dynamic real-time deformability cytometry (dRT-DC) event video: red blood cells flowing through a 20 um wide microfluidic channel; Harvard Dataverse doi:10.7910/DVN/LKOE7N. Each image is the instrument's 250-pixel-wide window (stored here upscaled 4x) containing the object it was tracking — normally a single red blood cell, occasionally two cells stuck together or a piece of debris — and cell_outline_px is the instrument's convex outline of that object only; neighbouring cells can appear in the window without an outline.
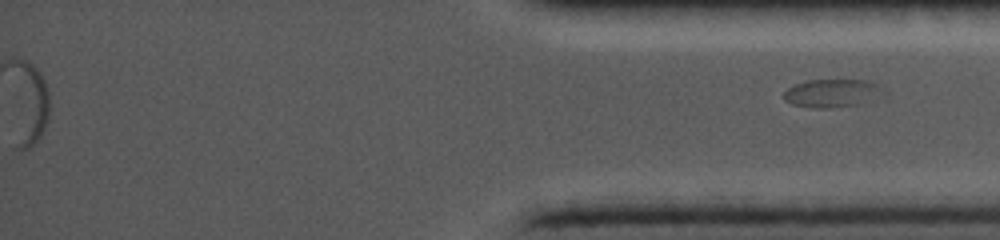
{"species": "common noctule bat (a hibernating species)", "species_latin": "Nyctalus noctula", "temperature_condition": "cold", "stored_images_in_passage": 42, "segment_of_instrument_passage": [2, 2], "camera_frame_rate_fps": 5000, "um_per_image_px": 0.085, "animal": {"sex": "female", "body_mass_g": 19.0, "forearm_length_mm": 56.7}, "frame": {"image": 1, "passage_image": 42, "time_ms": 15.2, "image_size_px": [1000, 240], "cell_outline_px": [[884, 96], [860, 104], [824, 108], [816, 108], [792, 104], [784, 100], [784, 92], [788, 88], [796, 84], [808, 80], [868, 80], [876, 84], [880, 88]], "centroid_in_image_um": [70.74, 7.92], "position_along_channel_um": 364.5, "area_um2": 16.18}}